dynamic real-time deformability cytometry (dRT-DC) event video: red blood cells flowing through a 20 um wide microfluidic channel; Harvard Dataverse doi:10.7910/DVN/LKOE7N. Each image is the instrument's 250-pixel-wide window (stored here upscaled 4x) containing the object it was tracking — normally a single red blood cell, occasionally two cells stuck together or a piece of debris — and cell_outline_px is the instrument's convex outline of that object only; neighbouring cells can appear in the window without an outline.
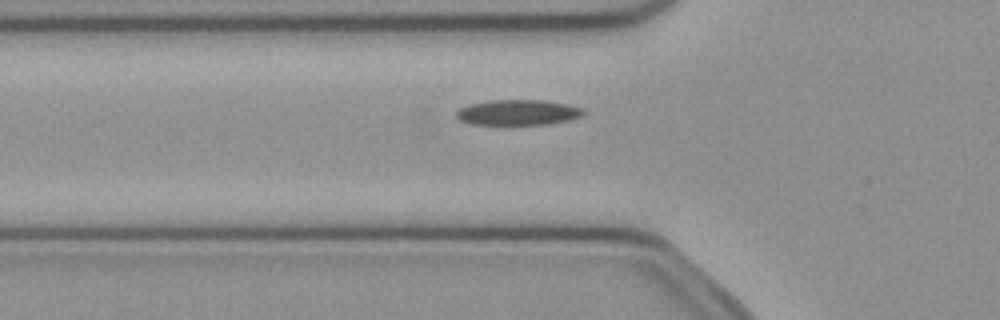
{"species": "common noctule bat (a hibernating species)", "species_latin": "Nyctalus noctula", "temperature_condition": "cold", "stored_images_in_passage": 49, "camera_frame_rate_fps": 3000, "um_per_image_px": 0.085, "animal": {"sex": "female", "body_mass_g": 21.9}, "frame": {"image": 1, "passage_image": 15, "time_ms": 4.667, "image_size_px": [1000, 320], "cell_outline_px": [[584, 112], [580, 116], [568, 120], [548, 124], [508, 128], [504, 128], [468, 124], [460, 120], [456, 116], [456, 112], [460, 108], [468, 104], [492, 100], [544, 100], [568, 104], [580, 108]], "centroid_in_image_um": [43.93, 9.62], "position_along_channel_um": 81.9, "area_um2": 19.88}}
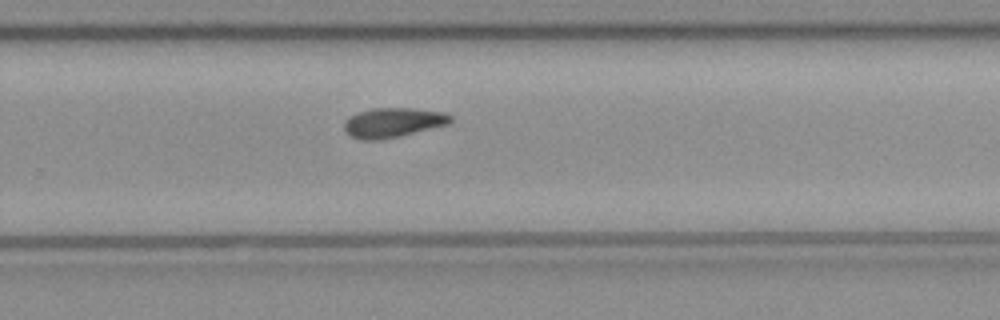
{"frame": {"image": 2, "passage_image": 31, "time_ms": 10.0, "image_size_px": [1000, 320], "cell_outline_px": [[452, 124], [400, 136], [376, 140], [360, 140], [352, 136], [344, 128], [344, 120], [348, 116], [356, 112], [372, 108], [412, 108], [444, 112], [452, 116]], "centroid_in_image_um": [33.43, 10.41], "position_along_channel_um": 296.4, "area_um2": 18.61}}
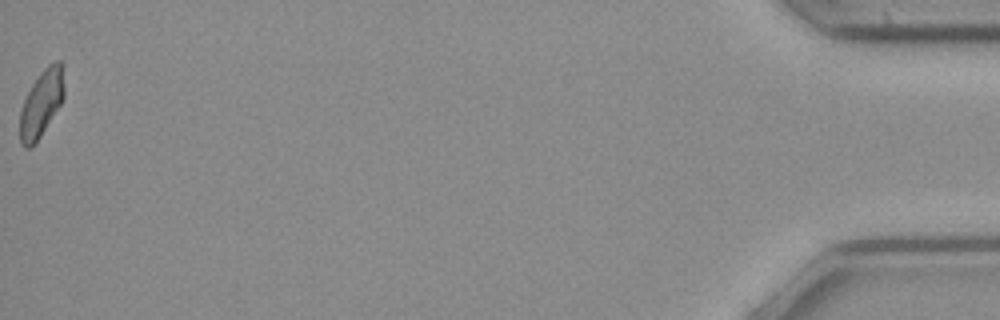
{"frame": {"image": 3, "passage_image": 49, "time_ms": 16.0, "image_size_px": [1000, 320], "cell_outline_px": [[64, 96], [60, 104], [40, 136], [28, 148], [24, 148], [20, 144], [20, 112], [24, 100], [32, 84], [44, 68], [48, 64], [56, 60], [60, 60], [64, 64]], "centroid_in_image_um": [3.54, 8.72], "position_along_channel_um": 431.7, "area_um2": 17.05}}